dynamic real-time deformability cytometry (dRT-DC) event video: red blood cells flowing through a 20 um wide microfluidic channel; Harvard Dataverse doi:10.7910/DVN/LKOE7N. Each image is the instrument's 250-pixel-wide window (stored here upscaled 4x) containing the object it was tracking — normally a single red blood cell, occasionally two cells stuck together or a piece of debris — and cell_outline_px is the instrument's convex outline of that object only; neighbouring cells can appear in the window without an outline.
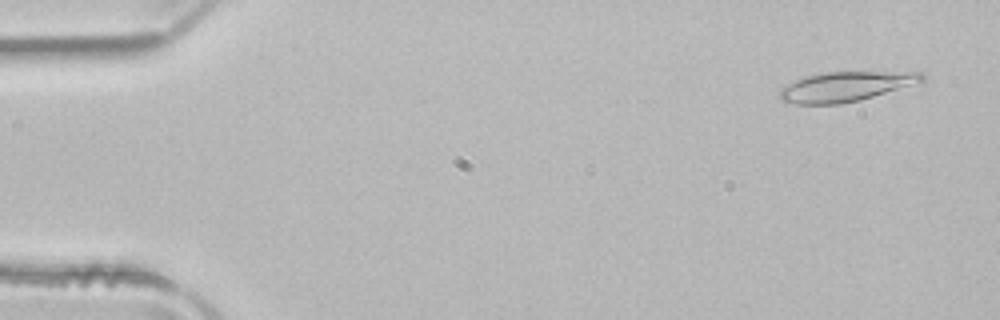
{"species": "common noctule bat (a hibernating species)", "species_latin": "Nyctalus noctula", "temperature_condition": "room temperature", "stored_images_in_passage": 16, "camera_frame_rate_fps": 3000, "um_per_image_px": 0.085, "animal": {"sex": "male", "body_mass_g": 21.5, "forearm_length_mm": 52.0}, "frame": {"image": 1, "passage_image": 3, "time_ms": 0.667, "image_size_px": [1000, 320], "cell_outline_px": [[924, 80], [920, 84], [840, 104], [796, 104], [780, 100], [780, 88], [796, 80], [808, 76], [828, 72], [920, 72], [924, 76]], "centroid_in_image_um": [71.91, 7.36], "position_along_channel_um": 13.1, "area_um2": 24.39}}